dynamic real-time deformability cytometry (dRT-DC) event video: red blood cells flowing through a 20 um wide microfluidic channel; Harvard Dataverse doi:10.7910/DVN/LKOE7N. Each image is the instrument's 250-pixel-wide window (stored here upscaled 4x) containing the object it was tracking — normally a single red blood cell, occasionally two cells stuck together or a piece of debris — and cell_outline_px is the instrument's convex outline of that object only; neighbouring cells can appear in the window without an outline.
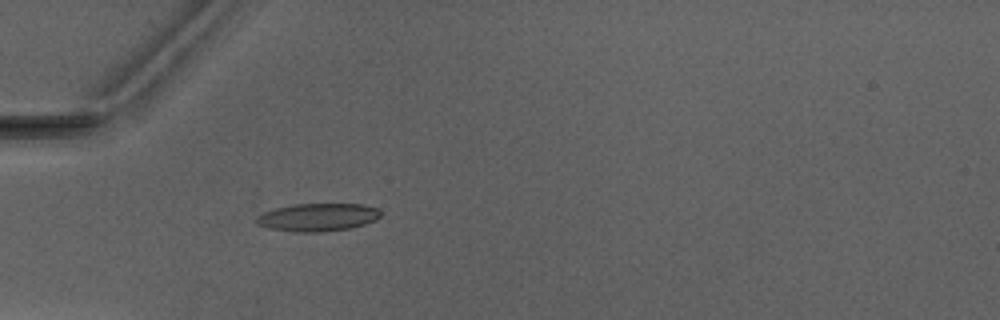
{"species": "Egyptian fruit bat (a non-hibernating species)", "species_latin": "Rousettus aegyptiacus", "temperature_condition": "warm", "stored_images_in_passage": 5, "camera_frame_rate_fps": 3000, "um_per_image_px": 0.085, "animal": {"sex": "male"}, "frame": {"image": 1, "passage_image": 5, "time_ms": 4.667, "image_size_px": [1000, 320], "cell_outline_px": [[380, 216], [376, 220], [364, 224], [348, 228], [320, 232], [296, 232], [268, 228], [256, 224], [256, 216], [264, 212], [276, 208], [292, 204], [364, 204], [376, 208], [380, 212]], "centroid_in_image_um": [26.98, 18.46], "position_along_channel_um": 58.0, "area_um2": 20.11}}